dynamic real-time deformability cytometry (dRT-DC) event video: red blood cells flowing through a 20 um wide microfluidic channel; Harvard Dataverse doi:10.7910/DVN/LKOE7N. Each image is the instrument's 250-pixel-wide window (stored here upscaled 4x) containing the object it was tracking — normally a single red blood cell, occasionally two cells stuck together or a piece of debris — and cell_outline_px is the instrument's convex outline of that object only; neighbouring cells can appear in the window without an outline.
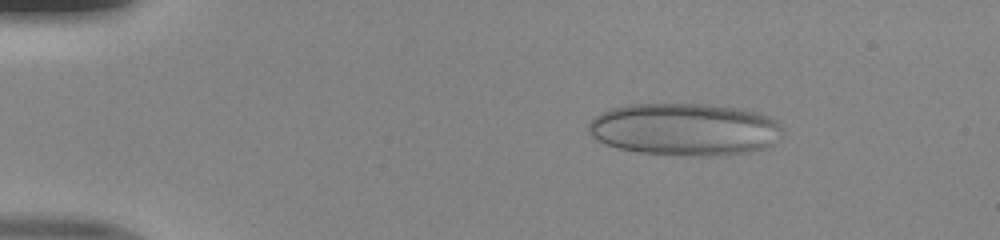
{"species": "human", "species_latin": "Homo sapiens", "temperature_condition": "room temperature", "stored_images_in_passage": 43, "camera_frame_rate_fps": 3000, "um_per_image_px": 0.085, "donor": {"sex": "male"}, "frame": {"image": 1, "passage_image": 2, "time_ms": 0.333, "image_size_px": [1000, 240], "cell_outline_px": [[780, 128], [760, 148], [748, 152], [712, 156], [640, 152], [616, 148], [592, 136], [588, 128], [588, 124], [600, 112], [608, 108], [628, 104], [712, 104], [740, 108], [756, 112], [768, 116], [776, 120], [780, 124]], "centroid_in_image_um": [58.08, 10.96], "position_along_channel_um": 26.9, "area_um2": 58.15}}
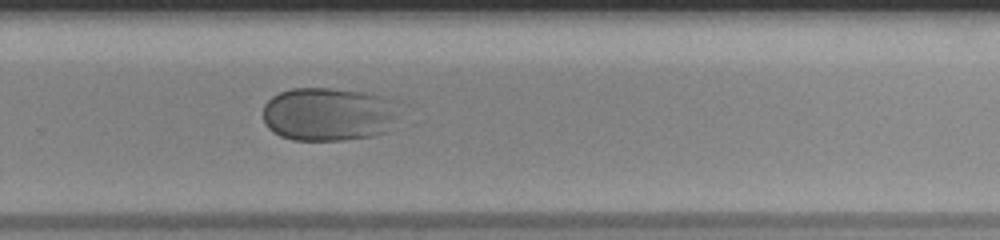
{"frame": {"image": 2, "passage_image": 28, "time_ms": 9.0, "image_size_px": [1000, 240], "cell_outline_px": [[400, 104], [388, 132], [372, 136], [340, 140], [292, 140], [280, 136], [272, 132], [264, 124], [264, 104], [272, 96], [280, 92], [292, 88], [332, 88], [396, 96], [400, 100]], "centroid_in_image_um": [27.98, 9.68], "position_along_channel_um": 301.8, "area_um2": 43.47}}
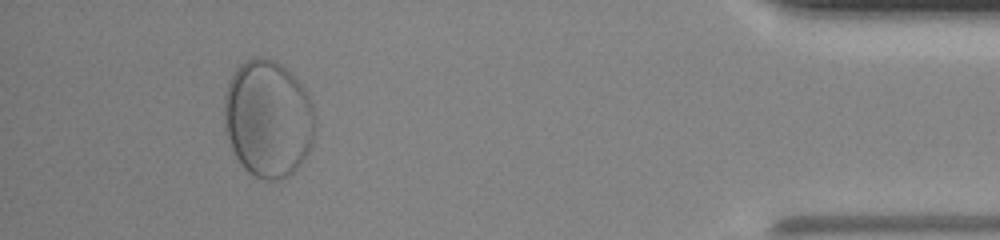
{"frame": {"image": 3, "passage_image": 40, "time_ms": 13.0, "image_size_px": [1000, 240], "cell_outline_px": [[312, 144], [308, 152], [300, 164], [288, 176], [280, 180], [264, 180], [248, 172], [244, 168], [236, 156], [232, 148], [228, 136], [224, 116], [224, 96], [228, 80], [232, 72], [244, 60], [252, 56], [260, 56], [276, 60], [304, 88], [312, 104]], "centroid_in_image_um": [22.74, 10.06], "position_along_channel_um": 412.5, "area_um2": 61.73}}